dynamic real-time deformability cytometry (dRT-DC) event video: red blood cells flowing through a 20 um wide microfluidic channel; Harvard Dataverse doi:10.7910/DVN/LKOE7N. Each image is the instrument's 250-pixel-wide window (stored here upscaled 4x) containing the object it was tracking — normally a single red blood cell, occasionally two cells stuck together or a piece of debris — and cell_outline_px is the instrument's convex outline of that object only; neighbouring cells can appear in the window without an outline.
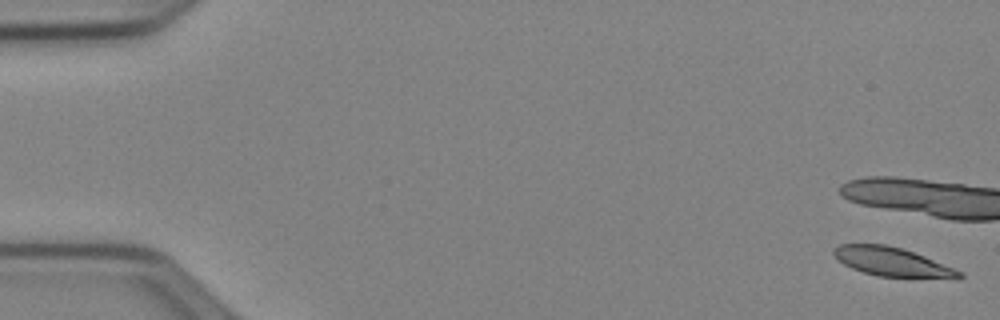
{"species": "Egyptian fruit bat (a non-hibernating species)", "species_latin": "Rousettus aegyptiacus", "temperature_condition": "cold", "stored_images_in_passage": 10, "camera_frame_rate_fps": 3000, "um_per_image_px": 0.085, "animal": {"sex": "female"}, "frame": {"image": 1, "passage_image": 1, "time_ms": 0.0, "image_size_px": [1000, 320], "cell_outline_px": [[964, 276], [956, 280], [876, 276], [852, 268], [844, 264], [832, 252], [832, 248], [840, 244], [884, 244], [900, 248], [924, 256], [964, 272]], "centroid_in_image_um": [75.93, 22.29], "position_along_channel_um": 9.1, "area_um2": 21.44}}